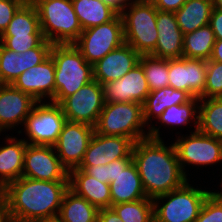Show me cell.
Listing matches in <instances>:
<instances>
[{"label": "cell", "instance_id": "cell-1", "mask_svg": "<svg viewBox=\"0 0 222 222\" xmlns=\"http://www.w3.org/2000/svg\"><path fill=\"white\" fill-rule=\"evenodd\" d=\"M133 162L148 198L169 193L189 180L183 173L174 144L163 139L145 138L134 143Z\"/></svg>", "mask_w": 222, "mask_h": 222}, {"label": "cell", "instance_id": "cell-2", "mask_svg": "<svg viewBox=\"0 0 222 222\" xmlns=\"http://www.w3.org/2000/svg\"><path fill=\"white\" fill-rule=\"evenodd\" d=\"M69 181H45L20 177L5 187L12 222H33L59 215Z\"/></svg>", "mask_w": 222, "mask_h": 222}, {"label": "cell", "instance_id": "cell-3", "mask_svg": "<svg viewBox=\"0 0 222 222\" xmlns=\"http://www.w3.org/2000/svg\"><path fill=\"white\" fill-rule=\"evenodd\" d=\"M50 55L55 64V97L60 104L93 79V65L73 44H53Z\"/></svg>", "mask_w": 222, "mask_h": 222}, {"label": "cell", "instance_id": "cell-4", "mask_svg": "<svg viewBox=\"0 0 222 222\" xmlns=\"http://www.w3.org/2000/svg\"><path fill=\"white\" fill-rule=\"evenodd\" d=\"M34 5L45 40L73 44L78 39L83 30L71 0H38Z\"/></svg>", "mask_w": 222, "mask_h": 222}, {"label": "cell", "instance_id": "cell-5", "mask_svg": "<svg viewBox=\"0 0 222 222\" xmlns=\"http://www.w3.org/2000/svg\"><path fill=\"white\" fill-rule=\"evenodd\" d=\"M120 15L123 20L125 43L140 55H150L155 50L158 38L157 9L148 0H133Z\"/></svg>", "mask_w": 222, "mask_h": 222}, {"label": "cell", "instance_id": "cell-6", "mask_svg": "<svg viewBox=\"0 0 222 222\" xmlns=\"http://www.w3.org/2000/svg\"><path fill=\"white\" fill-rule=\"evenodd\" d=\"M188 181L152 199L154 222H194L198 218L205 199L212 191L195 188Z\"/></svg>", "mask_w": 222, "mask_h": 222}, {"label": "cell", "instance_id": "cell-7", "mask_svg": "<svg viewBox=\"0 0 222 222\" xmlns=\"http://www.w3.org/2000/svg\"><path fill=\"white\" fill-rule=\"evenodd\" d=\"M147 126L143 119L142 104L138 102L105 103L95 132L101 135L122 136L134 143L148 138Z\"/></svg>", "mask_w": 222, "mask_h": 222}, {"label": "cell", "instance_id": "cell-8", "mask_svg": "<svg viewBox=\"0 0 222 222\" xmlns=\"http://www.w3.org/2000/svg\"><path fill=\"white\" fill-rule=\"evenodd\" d=\"M124 41L123 20L118 14L113 20L82 31L73 45L85 60L94 65Z\"/></svg>", "mask_w": 222, "mask_h": 222}, {"label": "cell", "instance_id": "cell-9", "mask_svg": "<svg viewBox=\"0 0 222 222\" xmlns=\"http://www.w3.org/2000/svg\"><path fill=\"white\" fill-rule=\"evenodd\" d=\"M37 102L24 121L27 144L53 146L67 119L60 104Z\"/></svg>", "mask_w": 222, "mask_h": 222}, {"label": "cell", "instance_id": "cell-10", "mask_svg": "<svg viewBox=\"0 0 222 222\" xmlns=\"http://www.w3.org/2000/svg\"><path fill=\"white\" fill-rule=\"evenodd\" d=\"M180 167L187 177L185 166H209L222 161V141L208 136L199 130L191 131L189 136H178L173 143ZM187 164V165H186Z\"/></svg>", "mask_w": 222, "mask_h": 222}, {"label": "cell", "instance_id": "cell-11", "mask_svg": "<svg viewBox=\"0 0 222 222\" xmlns=\"http://www.w3.org/2000/svg\"><path fill=\"white\" fill-rule=\"evenodd\" d=\"M69 122L83 123L95 128L105 105L102 85L92 80L60 103Z\"/></svg>", "mask_w": 222, "mask_h": 222}, {"label": "cell", "instance_id": "cell-12", "mask_svg": "<svg viewBox=\"0 0 222 222\" xmlns=\"http://www.w3.org/2000/svg\"><path fill=\"white\" fill-rule=\"evenodd\" d=\"M22 177L45 181H69V171L62 165L53 146L27 144Z\"/></svg>", "mask_w": 222, "mask_h": 222}, {"label": "cell", "instance_id": "cell-13", "mask_svg": "<svg viewBox=\"0 0 222 222\" xmlns=\"http://www.w3.org/2000/svg\"><path fill=\"white\" fill-rule=\"evenodd\" d=\"M94 132L87 124L66 121L53 147L68 171L80 166Z\"/></svg>", "mask_w": 222, "mask_h": 222}, {"label": "cell", "instance_id": "cell-14", "mask_svg": "<svg viewBox=\"0 0 222 222\" xmlns=\"http://www.w3.org/2000/svg\"><path fill=\"white\" fill-rule=\"evenodd\" d=\"M207 61L185 57L168 59L169 86L186 91L192 98L204 99Z\"/></svg>", "mask_w": 222, "mask_h": 222}, {"label": "cell", "instance_id": "cell-15", "mask_svg": "<svg viewBox=\"0 0 222 222\" xmlns=\"http://www.w3.org/2000/svg\"><path fill=\"white\" fill-rule=\"evenodd\" d=\"M52 46L44 40L37 48L19 54L0 44V84H13L24 71L42 63L50 56Z\"/></svg>", "mask_w": 222, "mask_h": 222}, {"label": "cell", "instance_id": "cell-16", "mask_svg": "<svg viewBox=\"0 0 222 222\" xmlns=\"http://www.w3.org/2000/svg\"><path fill=\"white\" fill-rule=\"evenodd\" d=\"M133 146L130 138L94 132L80 166L106 165L117 159L133 158Z\"/></svg>", "mask_w": 222, "mask_h": 222}, {"label": "cell", "instance_id": "cell-17", "mask_svg": "<svg viewBox=\"0 0 222 222\" xmlns=\"http://www.w3.org/2000/svg\"><path fill=\"white\" fill-rule=\"evenodd\" d=\"M37 101L12 84H0V134L24 124Z\"/></svg>", "mask_w": 222, "mask_h": 222}, {"label": "cell", "instance_id": "cell-18", "mask_svg": "<svg viewBox=\"0 0 222 222\" xmlns=\"http://www.w3.org/2000/svg\"><path fill=\"white\" fill-rule=\"evenodd\" d=\"M105 103L138 102L143 104L151 92L140 64L122 78L102 84Z\"/></svg>", "mask_w": 222, "mask_h": 222}, {"label": "cell", "instance_id": "cell-19", "mask_svg": "<svg viewBox=\"0 0 222 222\" xmlns=\"http://www.w3.org/2000/svg\"><path fill=\"white\" fill-rule=\"evenodd\" d=\"M20 91L31 95L37 102L55 97V64L50 55L39 65L24 71L12 84Z\"/></svg>", "mask_w": 222, "mask_h": 222}, {"label": "cell", "instance_id": "cell-20", "mask_svg": "<svg viewBox=\"0 0 222 222\" xmlns=\"http://www.w3.org/2000/svg\"><path fill=\"white\" fill-rule=\"evenodd\" d=\"M140 57L133 47L123 43L93 65V79L101 85L118 80L139 64Z\"/></svg>", "mask_w": 222, "mask_h": 222}, {"label": "cell", "instance_id": "cell-21", "mask_svg": "<svg viewBox=\"0 0 222 222\" xmlns=\"http://www.w3.org/2000/svg\"><path fill=\"white\" fill-rule=\"evenodd\" d=\"M156 28L157 44L150 55L162 59L183 57L184 34L178 26L174 12L157 10Z\"/></svg>", "mask_w": 222, "mask_h": 222}, {"label": "cell", "instance_id": "cell-22", "mask_svg": "<svg viewBox=\"0 0 222 222\" xmlns=\"http://www.w3.org/2000/svg\"><path fill=\"white\" fill-rule=\"evenodd\" d=\"M191 99L192 97L186 91L177 90L170 86L151 91L142 104L143 119L148 127L149 138L162 139L160 137L161 126L157 128L150 123L152 117L157 119L168 107L185 104Z\"/></svg>", "mask_w": 222, "mask_h": 222}, {"label": "cell", "instance_id": "cell-23", "mask_svg": "<svg viewBox=\"0 0 222 222\" xmlns=\"http://www.w3.org/2000/svg\"><path fill=\"white\" fill-rule=\"evenodd\" d=\"M69 188L97 207L111 208L110 184L98 181L84 170L74 168L69 171Z\"/></svg>", "mask_w": 222, "mask_h": 222}, {"label": "cell", "instance_id": "cell-24", "mask_svg": "<svg viewBox=\"0 0 222 222\" xmlns=\"http://www.w3.org/2000/svg\"><path fill=\"white\" fill-rule=\"evenodd\" d=\"M6 136V145L0 147V184L5 187L22 177L24 153L27 143L24 139Z\"/></svg>", "mask_w": 222, "mask_h": 222}, {"label": "cell", "instance_id": "cell-25", "mask_svg": "<svg viewBox=\"0 0 222 222\" xmlns=\"http://www.w3.org/2000/svg\"><path fill=\"white\" fill-rule=\"evenodd\" d=\"M112 205L147 198L135 163L132 161L110 182Z\"/></svg>", "mask_w": 222, "mask_h": 222}, {"label": "cell", "instance_id": "cell-26", "mask_svg": "<svg viewBox=\"0 0 222 222\" xmlns=\"http://www.w3.org/2000/svg\"><path fill=\"white\" fill-rule=\"evenodd\" d=\"M213 10V0H187L174 12L183 34L193 32L208 25Z\"/></svg>", "mask_w": 222, "mask_h": 222}, {"label": "cell", "instance_id": "cell-27", "mask_svg": "<svg viewBox=\"0 0 222 222\" xmlns=\"http://www.w3.org/2000/svg\"><path fill=\"white\" fill-rule=\"evenodd\" d=\"M82 30L113 20L119 13L102 0H71Z\"/></svg>", "mask_w": 222, "mask_h": 222}, {"label": "cell", "instance_id": "cell-28", "mask_svg": "<svg viewBox=\"0 0 222 222\" xmlns=\"http://www.w3.org/2000/svg\"><path fill=\"white\" fill-rule=\"evenodd\" d=\"M99 209L70 188L66 191L59 216L63 222H97Z\"/></svg>", "mask_w": 222, "mask_h": 222}, {"label": "cell", "instance_id": "cell-29", "mask_svg": "<svg viewBox=\"0 0 222 222\" xmlns=\"http://www.w3.org/2000/svg\"><path fill=\"white\" fill-rule=\"evenodd\" d=\"M215 42V34L209 24L186 33L183 39V57L208 61Z\"/></svg>", "mask_w": 222, "mask_h": 222}, {"label": "cell", "instance_id": "cell-30", "mask_svg": "<svg viewBox=\"0 0 222 222\" xmlns=\"http://www.w3.org/2000/svg\"><path fill=\"white\" fill-rule=\"evenodd\" d=\"M198 130L222 141V97L200 99Z\"/></svg>", "mask_w": 222, "mask_h": 222}, {"label": "cell", "instance_id": "cell-31", "mask_svg": "<svg viewBox=\"0 0 222 222\" xmlns=\"http://www.w3.org/2000/svg\"><path fill=\"white\" fill-rule=\"evenodd\" d=\"M43 35L38 11L34 4L24 3L14 14L0 36Z\"/></svg>", "mask_w": 222, "mask_h": 222}, {"label": "cell", "instance_id": "cell-32", "mask_svg": "<svg viewBox=\"0 0 222 222\" xmlns=\"http://www.w3.org/2000/svg\"><path fill=\"white\" fill-rule=\"evenodd\" d=\"M199 101L200 98L193 97L185 104L172 105L165 109L157 120L161 125L172 126V128L173 126L189 125L192 120L194 129L198 130Z\"/></svg>", "mask_w": 222, "mask_h": 222}, {"label": "cell", "instance_id": "cell-33", "mask_svg": "<svg viewBox=\"0 0 222 222\" xmlns=\"http://www.w3.org/2000/svg\"><path fill=\"white\" fill-rule=\"evenodd\" d=\"M111 208L122 222H154L153 201L148 197L112 205Z\"/></svg>", "mask_w": 222, "mask_h": 222}, {"label": "cell", "instance_id": "cell-34", "mask_svg": "<svg viewBox=\"0 0 222 222\" xmlns=\"http://www.w3.org/2000/svg\"><path fill=\"white\" fill-rule=\"evenodd\" d=\"M139 64L144 70L150 91L169 86L168 59L157 58L152 55H141Z\"/></svg>", "mask_w": 222, "mask_h": 222}, {"label": "cell", "instance_id": "cell-35", "mask_svg": "<svg viewBox=\"0 0 222 222\" xmlns=\"http://www.w3.org/2000/svg\"><path fill=\"white\" fill-rule=\"evenodd\" d=\"M218 97H222V63L208 60L204 98Z\"/></svg>", "mask_w": 222, "mask_h": 222}, {"label": "cell", "instance_id": "cell-36", "mask_svg": "<svg viewBox=\"0 0 222 222\" xmlns=\"http://www.w3.org/2000/svg\"><path fill=\"white\" fill-rule=\"evenodd\" d=\"M44 40L43 35L0 36V44L4 48L19 54L26 50L37 48Z\"/></svg>", "mask_w": 222, "mask_h": 222}, {"label": "cell", "instance_id": "cell-37", "mask_svg": "<svg viewBox=\"0 0 222 222\" xmlns=\"http://www.w3.org/2000/svg\"><path fill=\"white\" fill-rule=\"evenodd\" d=\"M194 222H222V199L213 190L205 199Z\"/></svg>", "mask_w": 222, "mask_h": 222}, {"label": "cell", "instance_id": "cell-38", "mask_svg": "<svg viewBox=\"0 0 222 222\" xmlns=\"http://www.w3.org/2000/svg\"><path fill=\"white\" fill-rule=\"evenodd\" d=\"M25 3V0H0V35L9 25L14 14Z\"/></svg>", "mask_w": 222, "mask_h": 222}, {"label": "cell", "instance_id": "cell-39", "mask_svg": "<svg viewBox=\"0 0 222 222\" xmlns=\"http://www.w3.org/2000/svg\"><path fill=\"white\" fill-rule=\"evenodd\" d=\"M133 158H122L112 161L107 164V184L113 182L117 175L124 170L131 162Z\"/></svg>", "mask_w": 222, "mask_h": 222}, {"label": "cell", "instance_id": "cell-40", "mask_svg": "<svg viewBox=\"0 0 222 222\" xmlns=\"http://www.w3.org/2000/svg\"><path fill=\"white\" fill-rule=\"evenodd\" d=\"M157 10L176 12L187 0H148Z\"/></svg>", "mask_w": 222, "mask_h": 222}, {"label": "cell", "instance_id": "cell-41", "mask_svg": "<svg viewBox=\"0 0 222 222\" xmlns=\"http://www.w3.org/2000/svg\"><path fill=\"white\" fill-rule=\"evenodd\" d=\"M209 25L215 34L216 40H222V10L213 8Z\"/></svg>", "mask_w": 222, "mask_h": 222}, {"label": "cell", "instance_id": "cell-42", "mask_svg": "<svg viewBox=\"0 0 222 222\" xmlns=\"http://www.w3.org/2000/svg\"><path fill=\"white\" fill-rule=\"evenodd\" d=\"M78 169L84 170L87 174L93 176L98 181L107 183V164L95 166H79Z\"/></svg>", "mask_w": 222, "mask_h": 222}, {"label": "cell", "instance_id": "cell-43", "mask_svg": "<svg viewBox=\"0 0 222 222\" xmlns=\"http://www.w3.org/2000/svg\"><path fill=\"white\" fill-rule=\"evenodd\" d=\"M97 222H122L112 208H102L98 212Z\"/></svg>", "mask_w": 222, "mask_h": 222}, {"label": "cell", "instance_id": "cell-44", "mask_svg": "<svg viewBox=\"0 0 222 222\" xmlns=\"http://www.w3.org/2000/svg\"><path fill=\"white\" fill-rule=\"evenodd\" d=\"M102 1L111 6L120 14L123 11V9L133 0H102Z\"/></svg>", "mask_w": 222, "mask_h": 222}, {"label": "cell", "instance_id": "cell-45", "mask_svg": "<svg viewBox=\"0 0 222 222\" xmlns=\"http://www.w3.org/2000/svg\"><path fill=\"white\" fill-rule=\"evenodd\" d=\"M209 60L222 63V40H216L214 43L212 55Z\"/></svg>", "mask_w": 222, "mask_h": 222}, {"label": "cell", "instance_id": "cell-46", "mask_svg": "<svg viewBox=\"0 0 222 222\" xmlns=\"http://www.w3.org/2000/svg\"><path fill=\"white\" fill-rule=\"evenodd\" d=\"M0 222H12L6 198L0 203Z\"/></svg>", "mask_w": 222, "mask_h": 222}, {"label": "cell", "instance_id": "cell-47", "mask_svg": "<svg viewBox=\"0 0 222 222\" xmlns=\"http://www.w3.org/2000/svg\"><path fill=\"white\" fill-rule=\"evenodd\" d=\"M33 222H63V221L59 215H55V216H51V217L40 218V219H37Z\"/></svg>", "mask_w": 222, "mask_h": 222}, {"label": "cell", "instance_id": "cell-48", "mask_svg": "<svg viewBox=\"0 0 222 222\" xmlns=\"http://www.w3.org/2000/svg\"><path fill=\"white\" fill-rule=\"evenodd\" d=\"M5 199V186L0 184V203Z\"/></svg>", "mask_w": 222, "mask_h": 222}, {"label": "cell", "instance_id": "cell-49", "mask_svg": "<svg viewBox=\"0 0 222 222\" xmlns=\"http://www.w3.org/2000/svg\"><path fill=\"white\" fill-rule=\"evenodd\" d=\"M213 8L222 10V0H213Z\"/></svg>", "mask_w": 222, "mask_h": 222}, {"label": "cell", "instance_id": "cell-50", "mask_svg": "<svg viewBox=\"0 0 222 222\" xmlns=\"http://www.w3.org/2000/svg\"><path fill=\"white\" fill-rule=\"evenodd\" d=\"M38 0H25L26 3L35 4Z\"/></svg>", "mask_w": 222, "mask_h": 222}, {"label": "cell", "instance_id": "cell-51", "mask_svg": "<svg viewBox=\"0 0 222 222\" xmlns=\"http://www.w3.org/2000/svg\"><path fill=\"white\" fill-rule=\"evenodd\" d=\"M220 184L222 185V180H221ZM214 192L222 199V191H220V192L219 191L218 192L214 191Z\"/></svg>", "mask_w": 222, "mask_h": 222}]
</instances>
